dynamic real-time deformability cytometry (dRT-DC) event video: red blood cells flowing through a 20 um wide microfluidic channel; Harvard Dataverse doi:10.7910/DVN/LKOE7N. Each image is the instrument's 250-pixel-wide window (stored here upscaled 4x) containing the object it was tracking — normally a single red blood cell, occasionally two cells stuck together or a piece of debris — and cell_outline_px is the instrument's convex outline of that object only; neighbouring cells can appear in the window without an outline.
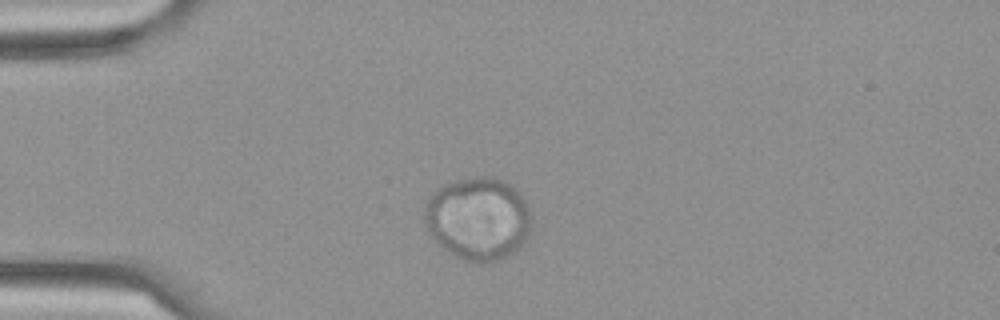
{"species": "Egyptian fruit bat (a non-hibernating species)", "species_latin": "Rousettus aegyptiacus", "temperature_condition": "cold", "stored_images_in_passage": 2, "camera_frame_rate_fps": 3000, "um_per_image_px": 0.085, "frame": {"image": 1, "passage_image": 1, "time_ms": 0.0, "image_size_px": [1000, 320], "cell_outline_px": [[532, 224], [524, 240], [512, 252], [500, 260], [476, 264], [464, 260], [444, 248], [432, 236], [424, 220], [424, 208], [432, 192], [448, 184], [460, 180], [480, 176], [488, 176], [500, 180], [516, 188], [524, 200], [532, 216]], "centroid_in_image_um": [40.65, 18.59], "position_along_channel_um": 44.4, "area_um2": 51.04}}